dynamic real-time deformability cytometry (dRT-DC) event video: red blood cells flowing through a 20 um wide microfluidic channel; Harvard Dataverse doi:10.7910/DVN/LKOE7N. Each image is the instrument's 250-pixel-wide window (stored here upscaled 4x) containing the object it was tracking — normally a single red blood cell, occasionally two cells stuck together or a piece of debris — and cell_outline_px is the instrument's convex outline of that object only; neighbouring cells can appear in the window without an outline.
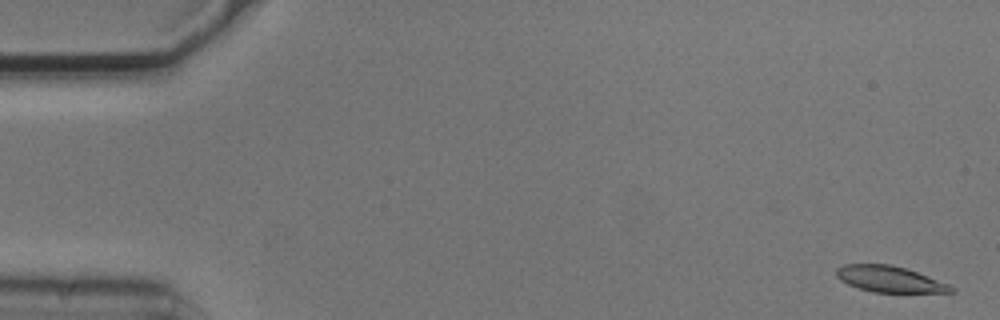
{"species": "common noctule bat (a hibernating species)", "species_latin": "Nyctalus noctula", "temperature_condition": "cold", "stored_images_in_passage": 5, "camera_frame_rate_fps": 3000, "um_per_image_px": 0.085, "animal": {"sex": "male", "body_mass_g": 20.5, "forearm_length_mm": 52.5}, "frame": {"image": 1, "passage_image": 1, "time_ms": 0.0, "image_size_px": [1000, 320], "cell_outline_px": [[956, 292], [872, 292], [848, 284], [840, 280], [836, 276], [836, 268], [844, 264], [892, 264], [916, 272], [948, 284], [956, 288]], "centroid_in_image_um": [75.59, 23.72], "position_along_channel_um": 9.4, "area_um2": 17.28}}
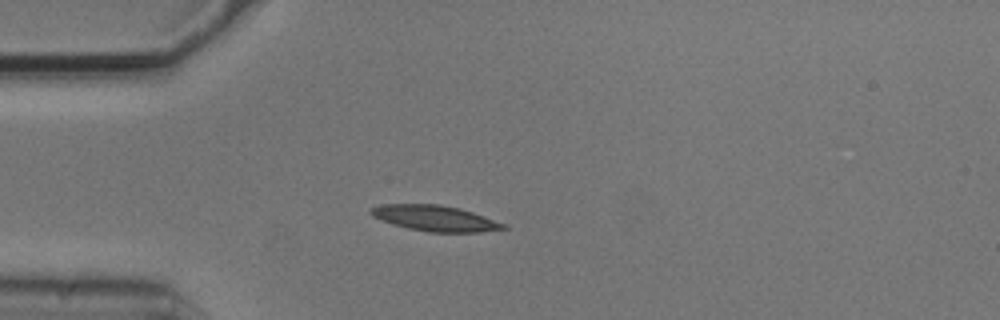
{"frame": {"image": 2, "passage_image": 5, "time_ms": 1.333, "image_size_px": [1000, 320], "cell_outline_px": [[508, 228], [480, 232], [428, 232], [408, 228], [392, 224], [372, 216], [368, 212], [368, 208], [384, 204], [440, 204], [460, 208], [484, 216], [504, 224]], "centroid_in_image_um": [36.93, 18.54], "position_along_channel_um": 48.1, "area_um2": 19.83}}